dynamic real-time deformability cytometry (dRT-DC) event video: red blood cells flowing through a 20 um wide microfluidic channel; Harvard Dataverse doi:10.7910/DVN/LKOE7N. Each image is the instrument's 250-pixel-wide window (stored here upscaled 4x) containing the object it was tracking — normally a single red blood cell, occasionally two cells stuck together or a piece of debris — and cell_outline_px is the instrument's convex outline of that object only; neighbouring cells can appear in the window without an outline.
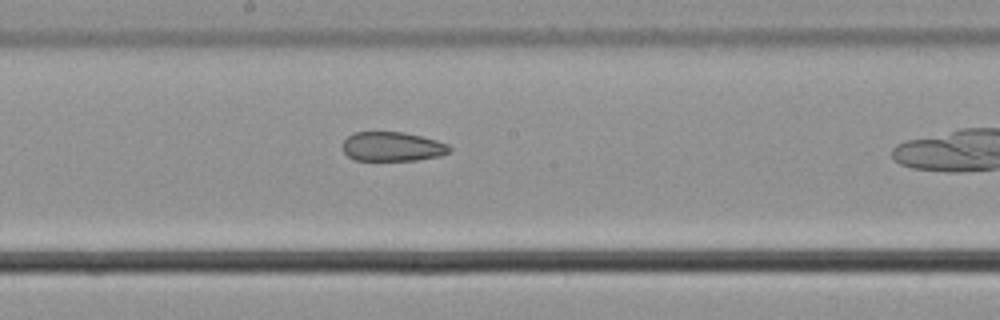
{"species": "common noctule bat (a hibernating species)", "species_latin": "Nyctalus noctula", "temperature_condition": "cold", "stored_images_in_passage": 31, "camera_frame_rate_fps": 3000, "um_per_image_px": 0.085, "animal": {"sex": "male", "body_mass_g": 21.5, "forearm_length_mm": 52.0}, "frame": {"image": 1, "passage_image": 27, "time_ms": 8.667, "image_size_px": [1000, 320], "cell_outline_px": [[452, 152], [440, 156], [416, 160], [356, 160], [348, 156], [340, 148], [344, 140], [352, 132], [404, 132], [436, 140], [448, 144], [452, 148]], "centroid_in_image_um": [33.35, 12.46], "position_along_channel_um": 214.9, "area_um2": 18.44}}